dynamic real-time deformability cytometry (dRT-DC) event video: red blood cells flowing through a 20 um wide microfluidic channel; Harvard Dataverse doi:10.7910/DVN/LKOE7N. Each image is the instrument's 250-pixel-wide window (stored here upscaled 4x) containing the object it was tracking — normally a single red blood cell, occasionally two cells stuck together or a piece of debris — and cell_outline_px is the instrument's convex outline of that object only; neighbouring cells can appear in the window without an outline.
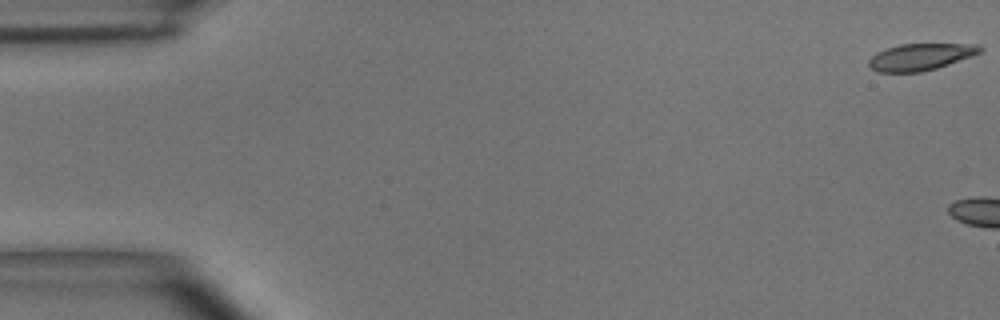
{"species": "common noctule bat (a hibernating species)", "species_latin": "Nyctalus noctula", "temperature_condition": "room temperature", "stored_images_in_passage": 3, "camera_frame_rate_fps": 3000, "um_per_image_px": 0.085, "animal": {"sex": "male", "body_mass_g": 15.6}, "frame": {"image": 1, "passage_image": 3, "time_ms": 0.667, "image_size_px": [1000, 320], "cell_outline_px": [[984, 48], [980, 52], [972, 56], [936, 68], [920, 72], [880, 72], [872, 68], [868, 64], [868, 60], [872, 56], [888, 48], [900, 44], [980, 44]], "centroid_in_image_um": [78.28, 4.83], "position_along_channel_um": 6.7, "area_um2": 17.11}}